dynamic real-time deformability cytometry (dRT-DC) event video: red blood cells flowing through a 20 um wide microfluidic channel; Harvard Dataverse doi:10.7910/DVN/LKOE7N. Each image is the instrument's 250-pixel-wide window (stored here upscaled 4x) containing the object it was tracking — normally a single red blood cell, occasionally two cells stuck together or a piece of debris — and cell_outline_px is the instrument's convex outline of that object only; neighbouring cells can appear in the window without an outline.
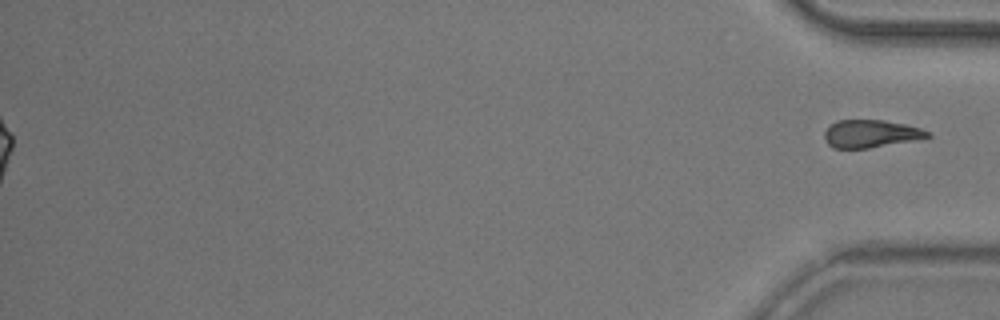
{"species": "common noctule bat (a hibernating species)", "species_latin": "Nyctalus noctula", "temperature_condition": "room temperature", "stored_images_in_passage": 46, "segment_of_instrument_passage": [2, 2], "camera_frame_rate_fps": 3000, "um_per_image_px": 0.085, "animal": {"sex": "male", "body_mass_g": 20.5, "forearm_length_mm": 52.5}, "frame": {"image": 1, "passage_image": 46, "time_ms": 15.0, "image_size_px": [1000, 320], "cell_outline_px": [[932, 136], [912, 140], [868, 148], [832, 148], [824, 140], [824, 132], [836, 120], [884, 120], [904, 124], [920, 128], [932, 132]], "centroid_in_image_um": [74.0, 11.36], "position_along_channel_um": 361.2, "area_um2": 16.53}}